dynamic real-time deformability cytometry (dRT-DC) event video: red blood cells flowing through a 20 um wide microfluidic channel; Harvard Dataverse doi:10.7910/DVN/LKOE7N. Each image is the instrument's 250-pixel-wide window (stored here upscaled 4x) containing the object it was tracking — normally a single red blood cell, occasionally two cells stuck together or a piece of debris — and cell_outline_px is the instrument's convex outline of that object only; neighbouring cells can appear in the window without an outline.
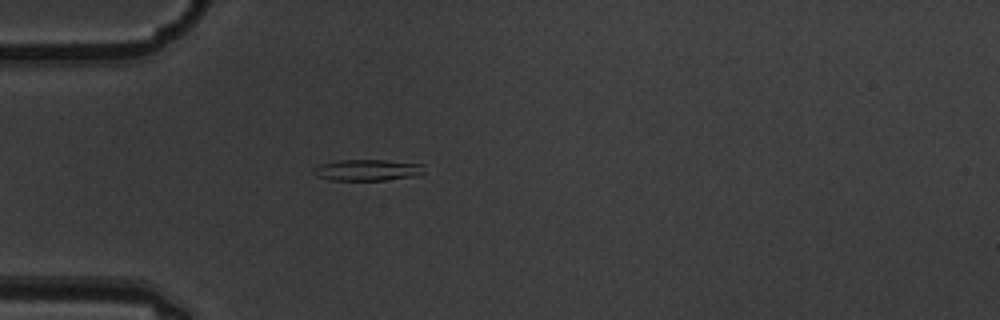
{"species": "common noctule bat (a hibernating species)", "species_latin": "Nyctalus noctula", "temperature_condition": "warm", "stored_images_in_passage": 1, "camera_frame_rate_fps": 3000, "um_per_image_px": 0.085, "animal": {"sex": "male", "body_mass_g": 19.5, "forearm_length_mm": 54.6}, "frame": {"image": 1, "passage_image": 1, "time_ms": 0.0, "image_size_px": [1000, 320], "cell_outline_px": [[424, 172], [420, 176], [384, 180], [332, 180], [316, 176], [312, 172], [312, 168], [320, 164], [340, 160], [384, 160], [424, 164]], "centroid_in_image_um": [31.25, 14.46], "position_along_channel_um": 53.7, "area_um2": 13.87}}